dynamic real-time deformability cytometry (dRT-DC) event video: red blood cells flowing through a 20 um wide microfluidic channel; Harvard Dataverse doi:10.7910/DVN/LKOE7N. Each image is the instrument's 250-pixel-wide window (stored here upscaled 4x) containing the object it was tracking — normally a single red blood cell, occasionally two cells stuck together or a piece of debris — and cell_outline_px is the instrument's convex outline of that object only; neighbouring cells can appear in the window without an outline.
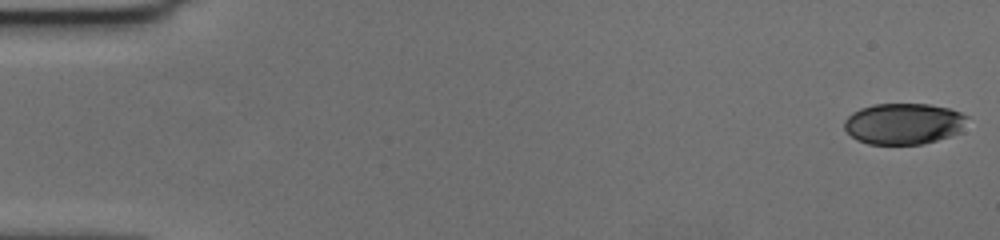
{"species": "human", "species_latin": "Homo sapiens", "temperature_condition": "cold", "stored_images_in_passage": 58, "camera_frame_rate_fps": 3000, "um_per_image_px": 0.085, "donor": {"sex": "female"}, "frame": {"image": 1, "passage_image": 1, "time_ms": 0.0, "image_size_px": [1000, 240], "cell_outline_px": [[968, 116], [964, 132], [952, 136], [920, 144], [868, 144], [856, 140], [844, 128], [844, 120], [852, 112], [860, 108], [872, 104], [928, 104], [948, 108], [960, 112]], "centroid_in_image_um": [76.84, 10.52], "position_along_channel_um": 8.2, "area_um2": 29.82}}
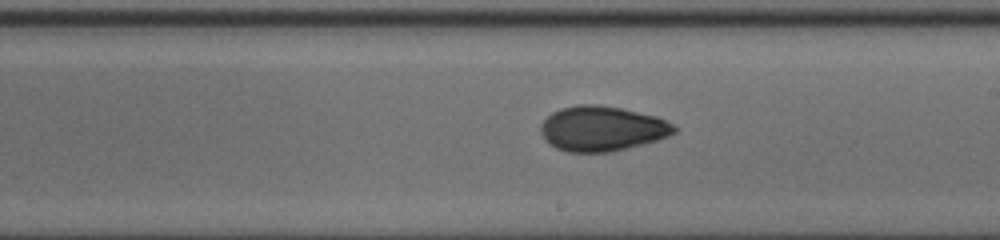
{"frame": {"image": 2, "passage_image": 34, "time_ms": 11.0, "image_size_px": [1000, 240], "cell_outline_px": [[676, 132], [668, 136], [656, 140], [608, 152], [568, 152], [556, 148], [548, 144], [544, 140], [540, 132], [540, 124], [552, 112], [560, 108], [576, 104], [600, 104], [620, 108], [656, 116], [672, 124], [676, 128]], "centroid_in_image_um": [51.11, 10.92], "position_along_channel_um": 237.9, "area_um2": 34.91}}
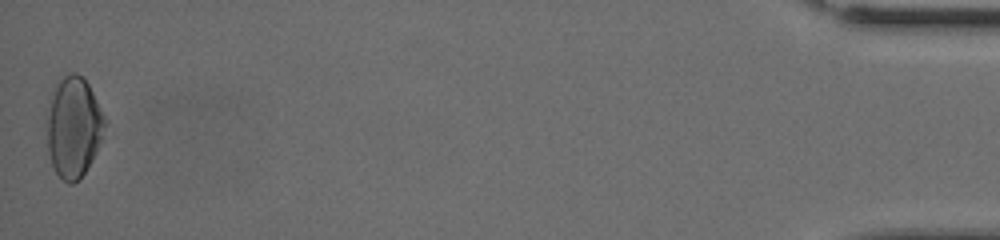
{"frame": {"image": 3, "passage_image": 58, "time_ms": 19.0, "image_size_px": [1000, 240], "cell_outline_px": [[108, 120], [96, 152], [92, 160], [84, 172], [72, 184], [68, 184], [56, 172], [52, 164], [48, 152], [48, 100], [60, 80], [64, 76], [72, 72], [76, 72], [84, 76]], "centroid_in_image_um": [6.28, 10.76], "position_along_channel_um": 428.9, "area_um2": 33.81}, "authors_computed_cell_mechanics": {"area_um2": 33.6107, "velocity_mm_per_s": 3.5699, "shape_relaxation_time_tau1_ms": 6.5587, "shape_relaxation_time_tau2_ms": 2.9662, "deformation_change_tau1": 0.1581, "deformation_change_tau2": 0.0711}}